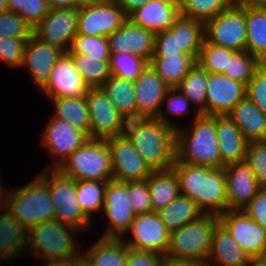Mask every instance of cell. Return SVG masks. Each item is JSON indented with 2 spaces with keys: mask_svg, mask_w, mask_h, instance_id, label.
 Returning a JSON list of instances; mask_svg holds the SVG:
<instances>
[{
  "mask_svg": "<svg viewBox=\"0 0 266 266\" xmlns=\"http://www.w3.org/2000/svg\"><path fill=\"white\" fill-rule=\"evenodd\" d=\"M180 194L194 200L204 214L219 216L227 210L224 168L175 162Z\"/></svg>",
  "mask_w": 266,
  "mask_h": 266,
  "instance_id": "6da1fadb",
  "label": "cell"
},
{
  "mask_svg": "<svg viewBox=\"0 0 266 266\" xmlns=\"http://www.w3.org/2000/svg\"><path fill=\"white\" fill-rule=\"evenodd\" d=\"M185 126L176 129V162L222 168L215 116L193 114L190 127Z\"/></svg>",
  "mask_w": 266,
  "mask_h": 266,
  "instance_id": "7a4b0ae2",
  "label": "cell"
},
{
  "mask_svg": "<svg viewBox=\"0 0 266 266\" xmlns=\"http://www.w3.org/2000/svg\"><path fill=\"white\" fill-rule=\"evenodd\" d=\"M79 231L56 219L41 222L28 229L27 249L32 251L29 252L31 257H38L37 261L42 264L73 257L81 253L75 239Z\"/></svg>",
  "mask_w": 266,
  "mask_h": 266,
  "instance_id": "3957f363",
  "label": "cell"
},
{
  "mask_svg": "<svg viewBox=\"0 0 266 266\" xmlns=\"http://www.w3.org/2000/svg\"><path fill=\"white\" fill-rule=\"evenodd\" d=\"M36 175L27 185L8 192L7 209L27 229L55 218L48 182Z\"/></svg>",
  "mask_w": 266,
  "mask_h": 266,
  "instance_id": "277c9868",
  "label": "cell"
},
{
  "mask_svg": "<svg viewBox=\"0 0 266 266\" xmlns=\"http://www.w3.org/2000/svg\"><path fill=\"white\" fill-rule=\"evenodd\" d=\"M218 223L217 215L204 214L197 220L172 231L165 257L206 264L211 249L213 231Z\"/></svg>",
  "mask_w": 266,
  "mask_h": 266,
  "instance_id": "5b68a950",
  "label": "cell"
},
{
  "mask_svg": "<svg viewBox=\"0 0 266 266\" xmlns=\"http://www.w3.org/2000/svg\"><path fill=\"white\" fill-rule=\"evenodd\" d=\"M129 141L152 170L170 169L176 162V129L156 118Z\"/></svg>",
  "mask_w": 266,
  "mask_h": 266,
  "instance_id": "8992f818",
  "label": "cell"
},
{
  "mask_svg": "<svg viewBox=\"0 0 266 266\" xmlns=\"http://www.w3.org/2000/svg\"><path fill=\"white\" fill-rule=\"evenodd\" d=\"M61 175L75 181H111L110 150L106 140L89 139L76 149L56 169Z\"/></svg>",
  "mask_w": 266,
  "mask_h": 266,
  "instance_id": "52a82bcc",
  "label": "cell"
},
{
  "mask_svg": "<svg viewBox=\"0 0 266 266\" xmlns=\"http://www.w3.org/2000/svg\"><path fill=\"white\" fill-rule=\"evenodd\" d=\"M39 174L48 182L55 211L54 219L77 228L81 233H87L93 223L77 201L76 181L61 175L56 169L40 170Z\"/></svg>",
  "mask_w": 266,
  "mask_h": 266,
  "instance_id": "ba28073f",
  "label": "cell"
},
{
  "mask_svg": "<svg viewBox=\"0 0 266 266\" xmlns=\"http://www.w3.org/2000/svg\"><path fill=\"white\" fill-rule=\"evenodd\" d=\"M204 37L215 44L235 52L246 50V8L233 4L204 23Z\"/></svg>",
  "mask_w": 266,
  "mask_h": 266,
  "instance_id": "9c48e42d",
  "label": "cell"
},
{
  "mask_svg": "<svg viewBox=\"0 0 266 266\" xmlns=\"http://www.w3.org/2000/svg\"><path fill=\"white\" fill-rule=\"evenodd\" d=\"M127 19L114 0H87L78 7L77 34L107 37Z\"/></svg>",
  "mask_w": 266,
  "mask_h": 266,
  "instance_id": "30bf717a",
  "label": "cell"
},
{
  "mask_svg": "<svg viewBox=\"0 0 266 266\" xmlns=\"http://www.w3.org/2000/svg\"><path fill=\"white\" fill-rule=\"evenodd\" d=\"M42 129V147L52 155L51 164L44 169H57L76 149L82 147L90 137L83 131L72 127L67 121L53 115Z\"/></svg>",
  "mask_w": 266,
  "mask_h": 266,
  "instance_id": "8fae6325",
  "label": "cell"
},
{
  "mask_svg": "<svg viewBox=\"0 0 266 266\" xmlns=\"http://www.w3.org/2000/svg\"><path fill=\"white\" fill-rule=\"evenodd\" d=\"M129 203V181H108L101 210L108 225L102 237H124L136 217Z\"/></svg>",
  "mask_w": 266,
  "mask_h": 266,
  "instance_id": "7c38bea8",
  "label": "cell"
},
{
  "mask_svg": "<svg viewBox=\"0 0 266 266\" xmlns=\"http://www.w3.org/2000/svg\"><path fill=\"white\" fill-rule=\"evenodd\" d=\"M131 233V234H130ZM170 231L161 221L158 212L138 214L131 222L130 228L124 235L132 237H122L129 248L142 251H153L165 256L169 240Z\"/></svg>",
  "mask_w": 266,
  "mask_h": 266,
  "instance_id": "4fadbf2b",
  "label": "cell"
},
{
  "mask_svg": "<svg viewBox=\"0 0 266 266\" xmlns=\"http://www.w3.org/2000/svg\"><path fill=\"white\" fill-rule=\"evenodd\" d=\"M77 21L78 8L49 9L43 20L33 28L32 35L67 53L77 35Z\"/></svg>",
  "mask_w": 266,
  "mask_h": 266,
  "instance_id": "5bb4252c",
  "label": "cell"
},
{
  "mask_svg": "<svg viewBox=\"0 0 266 266\" xmlns=\"http://www.w3.org/2000/svg\"><path fill=\"white\" fill-rule=\"evenodd\" d=\"M110 150L112 179L118 182L143 181L152 173L129 140L117 137L106 140Z\"/></svg>",
  "mask_w": 266,
  "mask_h": 266,
  "instance_id": "9a60e30c",
  "label": "cell"
},
{
  "mask_svg": "<svg viewBox=\"0 0 266 266\" xmlns=\"http://www.w3.org/2000/svg\"><path fill=\"white\" fill-rule=\"evenodd\" d=\"M218 217L219 222L252 259L266 249V230L243 210H226Z\"/></svg>",
  "mask_w": 266,
  "mask_h": 266,
  "instance_id": "2e32d148",
  "label": "cell"
},
{
  "mask_svg": "<svg viewBox=\"0 0 266 266\" xmlns=\"http://www.w3.org/2000/svg\"><path fill=\"white\" fill-rule=\"evenodd\" d=\"M90 117V139L116 137L121 114L101 87L89 88L85 95Z\"/></svg>",
  "mask_w": 266,
  "mask_h": 266,
  "instance_id": "e0dca14e",
  "label": "cell"
},
{
  "mask_svg": "<svg viewBox=\"0 0 266 266\" xmlns=\"http://www.w3.org/2000/svg\"><path fill=\"white\" fill-rule=\"evenodd\" d=\"M206 115L224 116L244 98L246 85L223 73H208Z\"/></svg>",
  "mask_w": 266,
  "mask_h": 266,
  "instance_id": "ac0fdd59",
  "label": "cell"
},
{
  "mask_svg": "<svg viewBox=\"0 0 266 266\" xmlns=\"http://www.w3.org/2000/svg\"><path fill=\"white\" fill-rule=\"evenodd\" d=\"M89 87L75 68L68 53H63L53 66L49 79L40 89L50 99L85 96Z\"/></svg>",
  "mask_w": 266,
  "mask_h": 266,
  "instance_id": "d6986e66",
  "label": "cell"
},
{
  "mask_svg": "<svg viewBox=\"0 0 266 266\" xmlns=\"http://www.w3.org/2000/svg\"><path fill=\"white\" fill-rule=\"evenodd\" d=\"M110 54L130 53L150 62L155 48V33L126 20L107 36Z\"/></svg>",
  "mask_w": 266,
  "mask_h": 266,
  "instance_id": "ffe728a7",
  "label": "cell"
},
{
  "mask_svg": "<svg viewBox=\"0 0 266 266\" xmlns=\"http://www.w3.org/2000/svg\"><path fill=\"white\" fill-rule=\"evenodd\" d=\"M226 177L227 210H242L261 188L246 161L224 167Z\"/></svg>",
  "mask_w": 266,
  "mask_h": 266,
  "instance_id": "44dd1931",
  "label": "cell"
},
{
  "mask_svg": "<svg viewBox=\"0 0 266 266\" xmlns=\"http://www.w3.org/2000/svg\"><path fill=\"white\" fill-rule=\"evenodd\" d=\"M63 53L62 50L43 43L32 35L26 41L20 68L28 70L33 83L40 90L48 81L53 66Z\"/></svg>",
  "mask_w": 266,
  "mask_h": 266,
  "instance_id": "7402d4cb",
  "label": "cell"
},
{
  "mask_svg": "<svg viewBox=\"0 0 266 266\" xmlns=\"http://www.w3.org/2000/svg\"><path fill=\"white\" fill-rule=\"evenodd\" d=\"M180 15L178 0H148L127 18L156 34L169 29Z\"/></svg>",
  "mask_w": 266,
  "mask_h": 266,
  "instance_id": "603a6c76",
  "label": "cell"
},
{
  "mask_svg": "<svg viewBox=\"0 0 266 266\" xmlns=\"http://www.w3.org/2000/svg\"><path fill=\"white\" fill-rule=\"evenodd\" d=\"M251 260V256L219 222L213 231L211 249L205 265L246 266Z\"/></svg>",
  "mask_w": 266,
  "mask_h": 266,
  "instance_id": "cb8c5ba5",
  "label": "cell"
},
{
  "mask_svg": "<svg viewBox=\"0 0 266 266\" xmlns=\"http://www.w3.org/2000/svg\"><path fill=\"white\" fill-rule=\"evenodd\" d=\"M168 89L169 86L148 65L134 81V95L137 110H141L148 113L151 117L157 118Z\"/></svg>",
  "mask_w": 266,
  "mask_h": 266,
  "instance_id": "d4e9b609",
  "label": "cell"
},
{
  "mask_svg": "<svg viewBox=\"0 0 266 266\" xmlns=\"http://www.w3.org/2000/svg\"><path fill=\"white\" fill-rule=\"evenodd\" d=\"M215 128L222 168L231 163L245 161L249 142L230 117L215 116Z\"/></svg>",
  "mask_w": 266,
  "mask_h": 266,
  "instance_id": "484cf974",
  "label": "cell"
},
{
  "mask_svg": "<svg viewBox=\"0 0 266 266\" xmlns=\"http://www.w3.org/2000/svg\"><path fill=\"white\" fill-rule=\"evenodd\" d=\"M0 262L26 255L28 229L18 222L9 209L0 212Z\"/></svg>",
  "mask_w": 266,
  "mask_h": 266,
  "instance_id": "4316f807",
  "label": "cell"
},
{
  "mask_svg": "<svg viewBox=\"0 0 266 266\" xmlns=\"http://www.w3.org/2000/svg\"><path fill=\"white\" fill-rule=\"evenodd\" d=\"M228 116L249 143L266 141V115L247 97L241 100Z\"/></svg>",
  "mask_w": 266,
  "mask_h": 266,
  "instance_id": "83f0119b",
  "label": "cell"
},
{
  "mask_svg": "<svg viewBox=\"0 0 266 266\" xmlns=\"http://www.w3.org/2000/svg\"><path fill=\"white\" fill-rule=\"evenodd\" d=\"M128 250L122 238L101 236L83 257L88 266H126Z\"/></svg>",
  "mask_w": 266,
  "mask_h": 266,
  "instance_id": "f1b7e54d",
  "label": "cell"
},
{
  "mask_svg": "<svg viewBox=\"0 0 266 266\" xmlns=\"http://www.w3.org/2000/svg\"><path fill=\"white\" fill-rule=\"evenodd\" d=\"M197 60L191 55H152L149 65L169 87H177Z\"/></svg>",
  "mask_w": 266,
  "mask_h": 266,
  "instance_id": "f546056e",
  "label": "cell"
},
{
  "mask_svg": "<svg viewBox=\"0 0 266 266\" xmlns=\"http://www.w3.org/2000/svg\"><path fill=\"white\" fill-rule=\"evenodd\" d=\"M146 180L151 195L152 211H159L180 195L178 178L172 168L153 170Z\"/></svg>",
  "mask_w": 266,
  "mask_h": 266,
  "instance_id": "4dcf8cb0",
  "label": "cell"
},
{
  "mask_svg": "<svg viewBox=\"0 0 266 266\" xmlns=\"http://www.w3.org/2000/svg\"><path fill=\"white\" fill-rule=\"evenodd\" d=\"M52 115L67 121L72 127L85 132L89 136L90 117L85 96L52 98Z\"/></svg>",
  "mask_w": 266,
  "mask_h": 266,
  "instance_id": "1f68e13d",
  "label": "cell"
},
{
  "mask_svg": "<svg viewBox=\"0 0 266 266\" xmlns=\"http://www.w3.org/2000/svg\"><path fill=\"white\" fill-rule=\"evenodd\" d=\"M157 212L170 232L204 215L194 200L182 194Z\"/></svg>",
  "mask_w": 266,
  "mask_h": 266,
  "instance_id": "d6a6232c",
  "label": "cell"
},
{
  "mask_svg": "<svg viewBox=\"0 0 266 266\" xmlns=\"http://www.w3.org/2000/svg\"><path fill=\"white\" fill-rule=\"evenodd\" d=\"M246 51L266 64V7L246 8Z\"/></svg>",
  "mask_w": 266,
  "mask_h": 266,
  "instance_id": "836d02e7",
  "label": "cell"
},
{
  "mask_svg": "<svg viewBox=\"0 0 266 266\" xmlns=\"http://www.w3.org/2000/svg\"><path fill=\"white\" fill-rule=\"evenodd\" d=\"M177 33L178 46L198 60L204 37V22L180 15L168 29Z\"/></svg>",
  "mask_w": 266,
  "mask_h": 266,
  "instance_id": "e575fe53",
  "label": "cell"
},
{
  "mask_svg": "<svg viewBox=\"0 0 266 266\" xmlns=\"http://www.w3.org/2000/svg\"><path fill=\"white\" fill-rule=\"evenodd\" d=\"M207 83L208 72L196 62L177 86L195 107V115H206Z\"/></svg>",
  "mask_w": 266,
  "mask_h": 266,
  "instance_id": "d590c367",
  "label": "cell"
},
{
  "mask_svg": "<svg viewBox=\"0 0 266 266\" xmlns=\"http://www.w3.org/2000/svg\"><path fill=\"white\" fill-rule=\"evenodd\" d=\"M101 88L120 114L137 110L133 81L111 75Z\"/></svg>",
  "mask_w": 266,
  "mask_h": 266,
  "instance_id": "8d00e7d4",
  "label": "cell"
},
{
  "mask_svg": "<svg viewBox=\"0 0 266 266\" xmlns=\"http://www.w3.org/2000/svg\"><path fill=\"white\" fill-rule=\"evenodd\" d=\"M108 181H76L77 201L83 213L94 222V215L101 212Z\"/></svg>",
  "mask_w": 266,
  "mask_h": 266,
  "instance_id": "74e56055",
  "label": "cell"
},
{
  "mask_svg": "<svg viewBox=\"0 0 266 266\" xmlns=\"http://www.w3.org/2000/svg\"><path fill=\"white\" fill-rule=\"evenodd\" d=\"M75 68L82 76L84 83L89 88L101 87L111 76L109 61L99 58H89L81 54H69Z\"/></svg>",
  "mask_w": 266,
  "mask_h": 266,
  "instance_id": "f35d334b",
  "label": "cell"
},
{
  "mask_svg": "<svg viewBox=\"0 0 266 266\" xmlns=\"http://www.w3.org/2000/svg\"><path fill=\"white\" fill-rule=\"evenodd\" d=\"M192 103L190 100L179 90L177 87H169L165 94V98L162 102V106L160 112L157 116V120L162 123L173 127L174 129H178L180 125L179 122L173 121L172 116L175 119L179 117H185L187 114L192 113L190 110L192 109ZM164 108V109H163ZM169 113V114H168ZM176 122V123H175Z\"/></svg>",
  "mask_w": 266,
  "mask_h": 266,
  "instance_id": "ab89813d",
  "label": "cell"
},
{
  "mask_svg": "<svg viewBox=\"0 0 266 266\" xmlns=\"http://www.w3.org/2000/svg\"><path fill=\"white\" fill-rule=\"evenodd\" d=\"M182 16L206 22L234 4V0H178Z\"/></svg>",
  "mask_w": 266,
  "mask_h": 266,
  "instance_id": "60d3db41",
  "label": "cell"
},
{
  "mask_svg": "<svg viewBox=\"0 0 266 266\" xmlns=\"http://www.w3.org/2000/svg\"><path fill=\"white\" fill-rule=\"evenodd\" d=\"M149 62L130 53H112L109 59L110 73L126 80L135 81Z\"/></svg>",
  "mask_w": 266,
  "mask_h": 266,
  "instance_id": "b9f144b4",
  "label": "cell"
},
{
  "mask_svg": "<svg viewBox=\"0 0 266 266\" xmlns=\"http://www.w3.org/2000/svg\"><path fill=\"white\" fill-rule=\"evenodd\" d=\"M261 65L248 51H239L228 57L227 69H224L223 74L247 85Z\"/></svg>",
  "mask_w": 266,
  "mask_h": 266,
  "instance_id": "7bdbcfd3",
  "label": "cell"
},
{
  "mask_svg": "<svg viewBox=\"0 0 266 266\" xmlns=\"http://www.w3.org/2000/svg\"><path fill=\"white\" fill-rule=\"evenodd\" d=\"M68 54H81L89 58L109 61L110 50L107 37L77 34L71 42Z\"/></svg>",
  "mask_w": 266,
  "mask_h": 266,
  "instance_id": "ee69618b",
  "label": "cell"
},
{
  "mask_svg": "<svg viewBox=\"0 0 266 266\" xmlns=\"http://www.w3.org/2000/svg\"><path fill=\"white\" fill-rule=\"evenodd\" d=\"M236 52L215 44L208 43L205 39L197 60L208 73H223L227 69L228 57Z\"/></svg>",
  "mask_w": 266,
  "mask_h": 266,
  "instance_id": "f6af8a7d",
  "label": "cell"
},
{
  "mask_svg": "<svg viewBox=\"0 0 266 266\" xmlns=\"http://www.w3.org/2000/svg\"><path fill=\"white\" fill-rule=\"evenodd\" d=\"M9 11L21 16L32 29L47 15L45 0H7Z\"/></svg>",
  "mask_w": 266,
  "mask_h": 266,
  "instance_id": "bcb514c9",
  "label": "cell"
},
{
  "mask_svg": "<svg viewBox=\"0 0 266 266\" xmlns=\"http://www.w3.org/2000/svg\"><path fill=\"white\" fill-rule=\"evenodd\" d=\"M245 161L251 167L258 185L266 187V141L249 143Z\"/></svg>",
  "mask_w": 266,
  "mask_h": 266,
  "instance_id": "7dc6e473",
  "label": "cell"
},
{
  "mask_svg": "<svg viewBox=\"0 0 266 266\" xmlns=\"http://www.w3.org/2000/svg\"><path fill=\"white\" fill-rule=\"evenodd\" d=\"M32 27L18 14L7 11L0 14V37L29 39Z\"/></svg>",
  "mask_w": 266,
  "mask_h": 266,
  "instance_id": "c3c4849f",
  "label": "cell"
},
{
  "mask_svg": "<svg viewBox=\"0 0 266 266\" xmlns=\"http://www.w3.org/2000/svg\"><path fill=\"white\" fill-rule=\"evenodd\" d=\"M153 119L148 113L141 110L123 113L120 116L116 137L122 140H129Z\"/></svg>",
  "mask_w": 266,
  "mask_h": 266,
  "instance_id": "681fc988",
  "label": "cell"
},
{
  "mask_svg": "<svg viewBox=\"0 0 266 266\" xmlns=\"http://www.w3.org/2000/svg\"><path fill=\"white\" fill-rule=\"evenodd\" d=\"M28 39L0 37V60L7 66L19 68L23 63L24 47Z\"/></svg>",
  "mask_w": 266,
  "mask_h": 266,
  "instance_id": "f907efd6",
  "label": "cell"
},
{
  "mask_svg": "<svg viewBox=\"0 0 266 266\" xmlns=\"http://www.w3.org/2000/svg\"><path fill=\"white\" fill-rule=\"evenodd\" d=\"M129 205L135 215L152 211L151 195L147 180L129 181Z\"/></svg>",
  "mask_w": 266,
  "mask_h": 266,
  "instance_id": "816d5d0a",
  "label": "cell"
},
{
  "mask_svg": "<svg viewBox=\"0 0 266 266\" xmlns=\"http://www.w3.org/2000/svg\"><path fill=\"white\" fill-rule=\"evenodd\" d=\"M246 97L266 115V64L261 65L246 85Z\"/></svg>",
  "mask_w": 266,
  "mask_h": 266,
  "instance_id": "f5cc1de1",
  "label": "cell"
},
{
  "mask_svg": "<svg viewBox=\"0 0 266 266\" xmlns=\"http://www.w3.org/2000/svg\"><path fill=\"white\" fill-rule=\"evenodd\" d=\"M184 51L178 46L177 33L168 29L155 34V48L153 55H181Z\"/></svg>",
  "mask_w": 266,
  "mask_h": 266,
  "instance_id": "db71d44e",
  "label": "cell"
},
{
  "mask_svg": "<svg viewBox=\"0 0 266 266\" xmlns=\"http://www.w3.org/2000/svg\"><path fill=\"white\" fill-rule=\"evenodd\" d=\"M242 210L266 230V187H261Z\"/></svg>",
  "mask_w": 266,
  "mask_h": 266,
  "instance_id": "11a10c76",
  "label": "cell"
},
{
  "mask_svg": "<svg viewBox=\"0 0 266 266\" xmlns=\"http://www.w3.org/2000/svg\"><path fill=\"white\" fill-rule=\"evenodd\" d=\"M165 256L153 251L129 248L126 266H162Z\"/></svg>",
  "mask_w": 266,
  "mask_h": 266,
  "instance_id": "9f6ffc18",
  "label": "cell"
},
{
  "mask_svg": "<svg viewBox=\"0 0 266 266\" xmlns=\"http://www.w3.org/2000/svg\"><path fill=\"white\" fill-rule=\"evenodd\" d=\"M85 264V260L83 257V253H79L73 257H68L59 260H52L42 264L43 266H83Z\"/></svg>",
  "mask_w": 266,
  "mask_h": 266,
  "instance_id": "6f0895ef",
  "label": "cell"
},
{
  "mask_svg": "<svg viewBox=\"0 0 266 266\" xmlns=\"http://www.w3.org/2000/svg\"><path fill=\"white\" fill-rule=\"evenodd\" d=\"M119 7L123 10L125 15L128 17L136 9L140 8L141 5L146 3L148 0H114Z\"/></svg>",
  "mask_w": 266,
  "mask_h": 266,
  "instance_id": "680465c9",
  "label": "cell"
},
{
  "mask_svg": "<svg viewBox=\"0 0 266 266\" xmlns=\"http://www.w3.org/2000/svg\"><path fill=\"white\" fill-rule=\"evenodd\" d=\"M49 9L78 8L84 0H45Z\"/></svg>",
  "mask_w": 266,
  "mask_h": 266,
  "instance_id": "91938a15",
  "label": "cell"
},
{
  "mask_svg": "<svg viewBox=\"0 0 266 266\" xmlns=\"http://www.w3.org/2000/svg\"><path fill=\"white\" fill-rule=\"evenodd\" d=\"M162 266H205V264L192 260H178L164 257Z\"/></svg>",
  "mask_w": 266,
  "mask_h": 266,
  "instance_id": "94428289",
  "label": "cell"
},
{
  "mask_svg": "<svg viewBox=\"0 0 266 266\" xmlns=\"http://www.w3.org/2000/svg\"><path fill=\"white\" fill-rule=\"evenodd\" d=\"M234 4L240 8L266 7V0H234Z\"/></svg>",
  "mask_w": 266,
  "mask_h": 266,
  "instance_id": "6125c7cd",
  "label": "cell"
},
{
  "mask_svg": "<svg viewBox=\"0 0 266 266\" xmlns=\"http://www.w3.org/2000/svg\"><path fill=\"white\" fill-rule=\"evenodd\" d=\"M1 178V177H0ZM4 186L1 185L0 180V212L2 209L7 208V202H8V194L6 191H4Z\"/></svg>",
  "mask_w": 266,
  "mask_h": 266,
  "instance_id": "be15d7a7",
  "label": "cell"
},
{
  "mask_svg": "<svg viewBox=\"0 0 266 266\" xmlns=\"http://www.w3.org/2000/svg\"><path fill=\"white\" fill-rule=\"evenodd\" d=\"M261 266H266V249L255 258Z\"/></svg>",
  "mask_w": 266,
  "mask_h": 266,
  "instance_id": "e7e4bbea",
  "label": "cell"
},
{
  "mask_svg": "<svg viewBox=\"0 0 266 266\" xmlns=\"http://www.w3.org/2000/svg\"><path fill=\"white\" fill-rule=\"evenodd\" d=\"M9 11L7 0H0V14Z\"/></svg>",
  "mask_w": 266,
  "mask_h": 266,
  "instance_id": "03108f58",
  "label": "cell"
},
{
  "mask_svg": "<svg viewBox=\"0 0 266 266\" xmlns=\"http://www.w3.org/2000/svg\"><path fill=\"white\" fill-rule=\"evenodd\" d=\"M246 266H261L256 259H252Z\"/></svg>",
  "mask_w": 266,
  "mask_h": 266,
  "instance_id": "003e7915",
  "label": "cell"
}]
</instances>
